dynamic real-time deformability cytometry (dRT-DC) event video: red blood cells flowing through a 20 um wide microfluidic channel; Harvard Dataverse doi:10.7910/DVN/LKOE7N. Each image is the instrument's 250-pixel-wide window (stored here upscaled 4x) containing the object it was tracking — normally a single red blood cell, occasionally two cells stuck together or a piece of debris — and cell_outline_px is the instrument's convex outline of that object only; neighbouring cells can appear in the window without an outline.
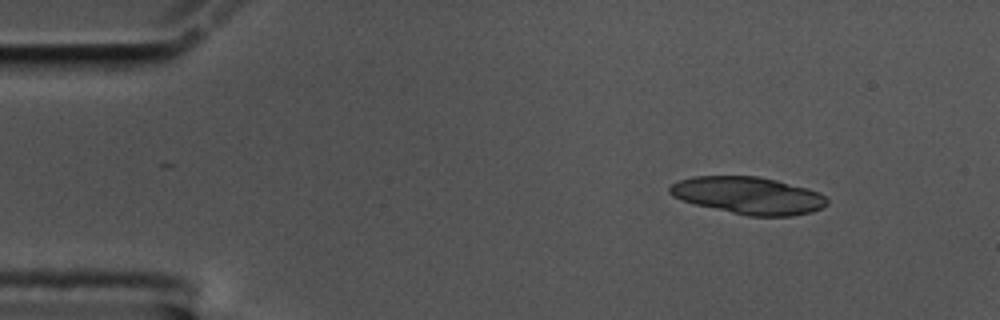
{"species": "common noctule bat (a hibernating species)", "species_latin": "Nyctalus noctula", "temperature_condition": "cold", "stored_images_in_passage": 50, "segment_of_instrument_passage": [1, 2], "camera_frame_rate_fps": 3000, "um_per_image_px": 0.085, "animal": {"sex": "male", "body_mass_g": 17.5, "forearm_length_mm": 52.3}, "frame": {"image": 1, "passage_image": 1, "time_ms": 0.0, "image_size_px": [1000, 320], "cell_outline_px": [[828, 204], [812, 212], [792, 216], [748, 216], [696, 204], [672, 196], [668, 192], [668, 188], [672, 184], [680, 180], [692, 176], [756, 176], [776, 180], [808, 188], [820, 192], [828, 200]], "centroid_in_image_um": [63.63, 16.61], "position_along_channel_um": 21.4, "area_um2": 34.04}}